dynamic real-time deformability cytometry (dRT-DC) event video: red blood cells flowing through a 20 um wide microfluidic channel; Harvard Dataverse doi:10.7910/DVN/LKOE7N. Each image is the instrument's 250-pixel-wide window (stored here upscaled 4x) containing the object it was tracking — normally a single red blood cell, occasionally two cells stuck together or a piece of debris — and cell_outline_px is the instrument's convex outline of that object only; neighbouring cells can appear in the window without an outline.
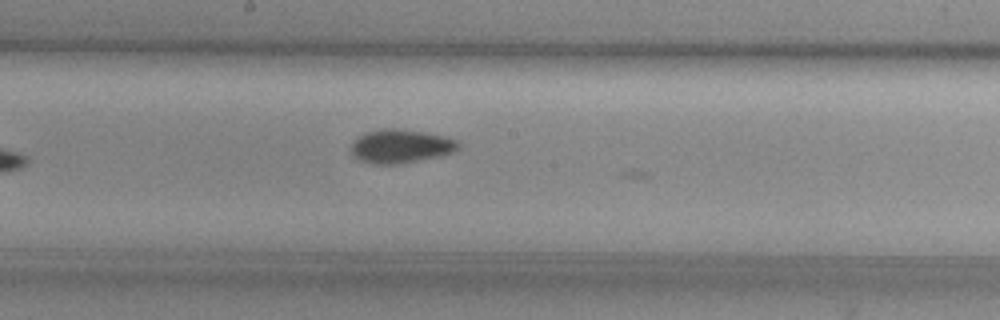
{"species": "common noctule bat (a hibernating species)", "species_latin": "Nyctalus noctula", "temperature_condition": "cold", "stored_images_in_passage": 23, "camera_frame_rate_fps": 3000, "um_per_image_px": 0.085, "animal": {"sex": "female", "body_mass_g": 29.2, "forearm_length_mm": 56.3}, "frame": {"image": 1, "passage_image": 22, "time_ms": 7.0, "image_size_px": [1000, 320], "cell_outline_px": [[460, 148], [452, 152], [440, 156], [420, 160], [396, 164], [372, 164], [360, 160], [352, 152], [352, 144], [360, 136], [368, 132], [380, 128], [400, 128], [424, 132], [444, 136], [456, 140], [460, 144]], "centroid_in_image_um": [34.1, 12.42], "position_along_channel_um": 214.1, "area_um2": 20.87}}